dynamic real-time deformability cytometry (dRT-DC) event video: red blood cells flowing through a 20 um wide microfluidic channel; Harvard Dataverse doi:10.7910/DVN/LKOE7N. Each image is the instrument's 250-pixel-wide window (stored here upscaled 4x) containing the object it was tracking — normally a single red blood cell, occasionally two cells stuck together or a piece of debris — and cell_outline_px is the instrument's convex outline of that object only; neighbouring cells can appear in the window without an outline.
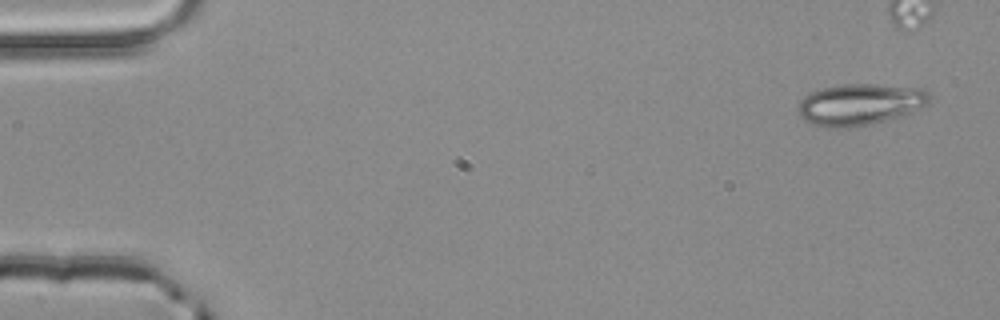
{"species": "common noctule bat (a hibernating species)", "species_latin": "Nyctalus noctula", "temperature_condition": "room temperature", "stored_images_in_passage": 3, "camera_frame_rate_fps": 3000, "um_per_image_px": 0.085, "animal": {"sex": "male", "body_mass_g": 20.4}, "frame": {"image": 1, "passage_image": 1, "time_ms": 0.0, "image_size_px": [1000, 320], "cell_outline_px": [[932, 96], [924, 104], [900, 116], [868, 124], [848, 128], [824, 128], [812, 124], [804, 120], [800, 116], [796, 108], [800, 100], [804, 96], [812, 92], [824, 88], [840, 84], [872, 84], [924, 88]], "centroid_in_image_um": [73.02, 8.87], "position_along_channel_um": 12.0, "area_um2": 31.56}}